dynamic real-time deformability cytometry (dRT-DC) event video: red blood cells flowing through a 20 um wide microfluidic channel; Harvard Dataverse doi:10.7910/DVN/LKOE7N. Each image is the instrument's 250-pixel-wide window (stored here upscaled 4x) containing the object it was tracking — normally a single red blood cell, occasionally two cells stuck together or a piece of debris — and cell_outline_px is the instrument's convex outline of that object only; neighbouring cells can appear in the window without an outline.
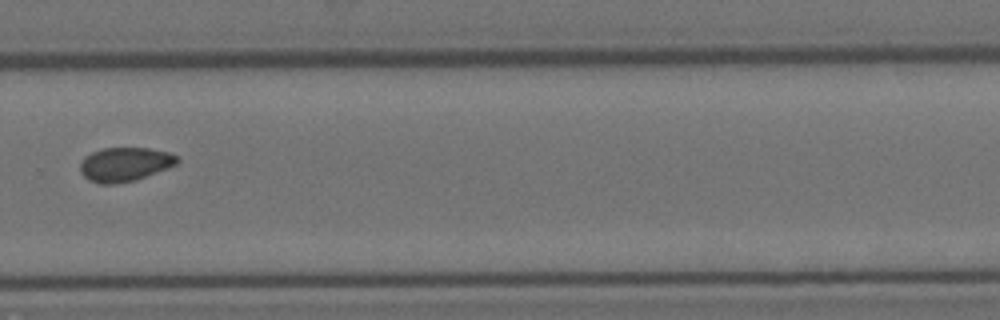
{"species": "Egyptian fruit bat (a non-hibernating species)", "species_latin": "Rousettus aegyptiacus", "temperature_condition": "room temperature", "stored_images_in_passage": 19, "camera_frame_rate_fps": 3000, "um_per_image_px": 0.085, "animal": {"sex": "female"}, "frame": {"image": 1, "passage_image": 14, "time_ms": 4.333, "image_size_px": [1000, 320], "cell_outline_px": [[180, 160], [176, 164], [136, 180], [116, 184], [100, 184], [88, 180], [80, 172], [80, 164], [84, 156], [100, 148], [148, 148], [172, 152], [180, 156]], "centroid_in_image_um": [10.61, 13.96], "position_along_channel_um": 319.2, "area_um2": 19.48}}